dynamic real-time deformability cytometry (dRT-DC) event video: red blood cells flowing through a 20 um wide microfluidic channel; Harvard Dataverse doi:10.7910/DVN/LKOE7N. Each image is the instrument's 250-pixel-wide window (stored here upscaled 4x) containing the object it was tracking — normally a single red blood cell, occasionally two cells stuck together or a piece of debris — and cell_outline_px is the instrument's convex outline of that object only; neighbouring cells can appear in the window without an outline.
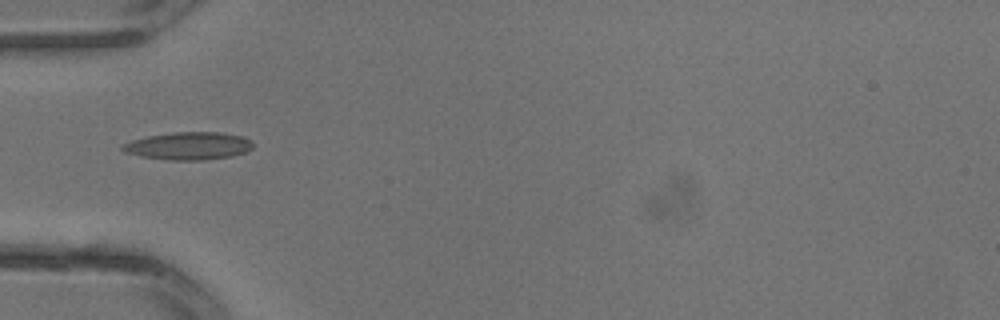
{"species": "common noctule bat (a hibernating species)", "species_latin": "Nyctalus noctula", "temperature_condition": "warm", "stored_images_in_passage": 1, "camera_frame_rate_fps": 3000, "um_per_image_px": 0.085, "animal": {"sex": "male", "body_mass_g": 13.3}, "frame": {"image": 1, "passage_image": 1, "time_ms": 0.0, "image_size_px": [1000, 320], "cell_outline_px": [[252, 148], [248, 152], [232, 156], [204, 160], [168, 160], [140, 156], [124, 152], [120, 148], [120, 144], [132, 140], [148, 136], [176, 132], [220, 132], [244, 136], [252, 140]], "centroid_in_image_um": [16.04, 12.4], "position_along_channel_um": 69.0, "area_um2": 21.27}}